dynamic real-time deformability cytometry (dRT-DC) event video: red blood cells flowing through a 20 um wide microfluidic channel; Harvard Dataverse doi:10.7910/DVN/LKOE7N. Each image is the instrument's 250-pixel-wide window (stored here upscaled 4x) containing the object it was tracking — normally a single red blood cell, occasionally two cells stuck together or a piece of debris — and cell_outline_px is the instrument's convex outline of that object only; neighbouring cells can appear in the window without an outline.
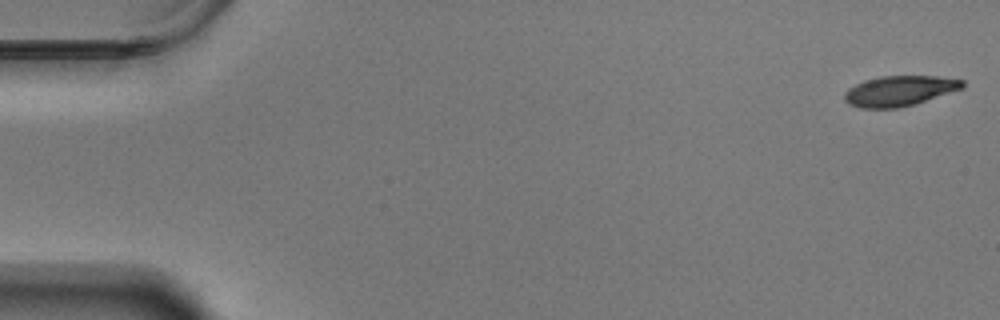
{"species": "Egyptian fruit bat (a non-hibernating species)", "species_latin": "Rousettus aegyptiacus", "temperature_condition": "warm", "stored_images_in_passage": 15, "camera_frame_rate_fps": 3000, "um_per_image_px": 0.085, "animal": {"sex": "male"}, "frame": {"image": 1, "passage_image": 1, "time_ms": 0.0, "image_size_px": [1000, 320], "cell_outline_px": [[964, 88], [916, 104], [896, 108], [860, 108], [848, 104], [844, 100], [844, 92], [848, 88], [864, 80], [880, 76], [940, 76], [964, 80]], "centroid_in_image_um": [76.45, 7.72], "position_along_channel_um": 8.5, "area_um2": 21.04}}